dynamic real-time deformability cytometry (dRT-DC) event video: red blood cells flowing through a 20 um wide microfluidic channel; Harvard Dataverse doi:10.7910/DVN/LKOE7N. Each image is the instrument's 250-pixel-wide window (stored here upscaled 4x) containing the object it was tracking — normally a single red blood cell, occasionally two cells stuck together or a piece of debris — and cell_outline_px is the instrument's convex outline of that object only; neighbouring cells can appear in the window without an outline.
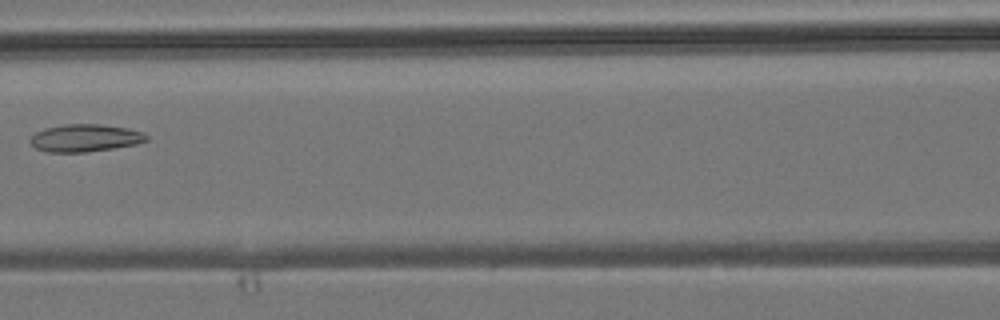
{"species": "common noctule bat (a hibernating species)", "species_latin": "Nyctalus noctula", "temperature_condition": "room temperature", "stored_images_in_passage": 9, "camera_frame_rate_fps": 3000, "um_per_image_px": 0.085, "animal": {"sex": "male", "body_mass_g": 19.2, "forearm_length_mm": 51.8}, "frame": {"image": 1, "passage_image": 8, "time_ms": 8.0, "image_size_px": [1000, 320], "cell_outline_px": [[148, 140], [136, 144], [112, 148], [84, 152], [48, 152], [36, 148], [28, 140], [36, 132], [44, 128], [64, 124], [100, 124], [128, 128], [140, 132], [148, 136]], "centroid_in_image_um": [7.2, 11.72], "position_along_channel_um": 159.4, "area_um2": 18.5}}
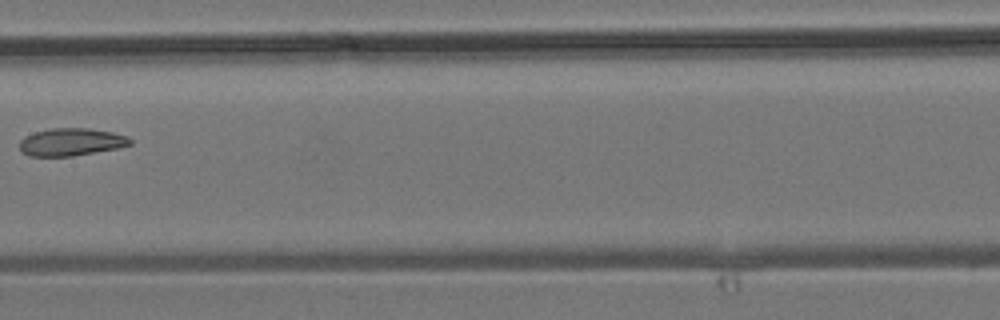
{"frame": {"image": 2, "passage_image": 9, "time_ms": 9.0, "image_size_px": [1000, 320], "cell_outline_px": [[132, 144], [116, 148], [72, 156], [28, 156], [20, 152], [20, 140], [24, 136], [36, 132], [52, 128], [88, 128], [112, 132], [128, 136], [132, 140]], "centroid_in_image_um": [6.03, 12.07], "position_along_channel_um": 201.4, "area_um2": 17.74}}